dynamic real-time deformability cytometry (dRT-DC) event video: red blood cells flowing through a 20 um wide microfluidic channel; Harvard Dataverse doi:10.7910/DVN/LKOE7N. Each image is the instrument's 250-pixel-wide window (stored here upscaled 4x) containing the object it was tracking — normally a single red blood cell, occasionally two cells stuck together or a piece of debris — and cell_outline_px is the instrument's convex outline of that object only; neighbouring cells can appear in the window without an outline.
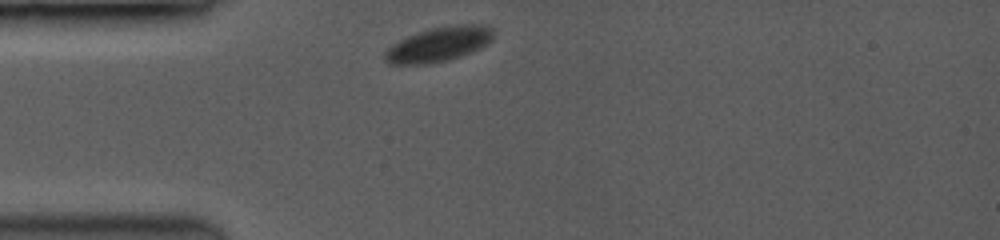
{"species": "common noctule bat (a hibernating species)", "species_latin": "Nyctalus noctula", "temperature_condition": "room temperature", "stored_images_in_passage": 6, "camera_frame_rate_fps": 3500, "um_per_image_px": 0.085, "animal": {"sex": "female", "body_mass_g": 19.0, "forearm_length_mm": 53.3}, "frame": {"image": 1, "passage_image": 1, "time_ms": 0.0, "image_size_px": [1000, 240], "cell_outline_px": [[492, 40], [488, 44], [468, 52], [444, 60], [424, 64], [392, 64], [384, 60], [384, 52], [392, 44], [416, 32], [428, 28], [452, 24], [480, 24], [492, 28]], "centroid_in_image_um": [37.26, 3.73], "position_along_channel_um": 47.7, "area_um2": 21.62}}
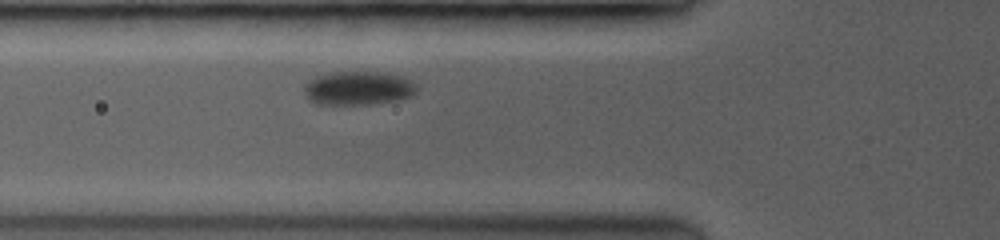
{"frame": {"image": 2, "passage_image": 3, "time_ms": 1.714, "image_size_px": [1000, 240], "cell_outline_px": [[416, 88], [408, 96], [392, 100], [368, 104], [320, 104], [312, 100], [308, 96], [304, 84], [316, 76], [332, 72], [388, 72], [400, 76], [408, 80]], "centroid_in_image_um": [30.4, 7.47], "position_along_channel_um": 95.4, "area_um2": 21.33}}
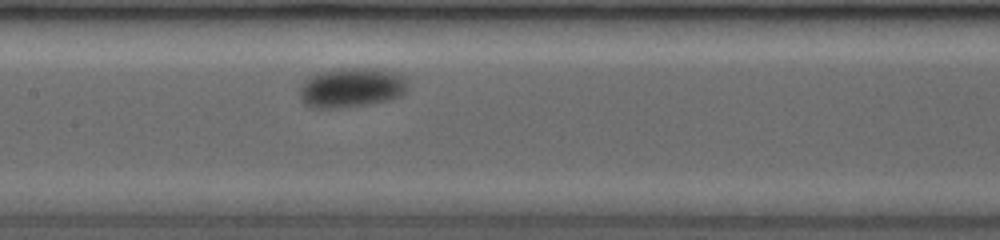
{"frame": {"image": 3, "passage_image": 6, "time_ms": 4.0, "image_size_px": [1000, 240], "cell_outline_px": [[408, 84], [404, 92], [396, 96], [384, 100], [356, 104], [320, 108], [308, 104], [304, 100], [300, 92], [300, 88], [304, 80], [320, 72], [340, 68], [368, 68], [392, 72], [404, 76]], "centroid_in_image_um": [29.87, 7.39], "position_along_channel_um": 177.5, "area_um2": 23.64}}